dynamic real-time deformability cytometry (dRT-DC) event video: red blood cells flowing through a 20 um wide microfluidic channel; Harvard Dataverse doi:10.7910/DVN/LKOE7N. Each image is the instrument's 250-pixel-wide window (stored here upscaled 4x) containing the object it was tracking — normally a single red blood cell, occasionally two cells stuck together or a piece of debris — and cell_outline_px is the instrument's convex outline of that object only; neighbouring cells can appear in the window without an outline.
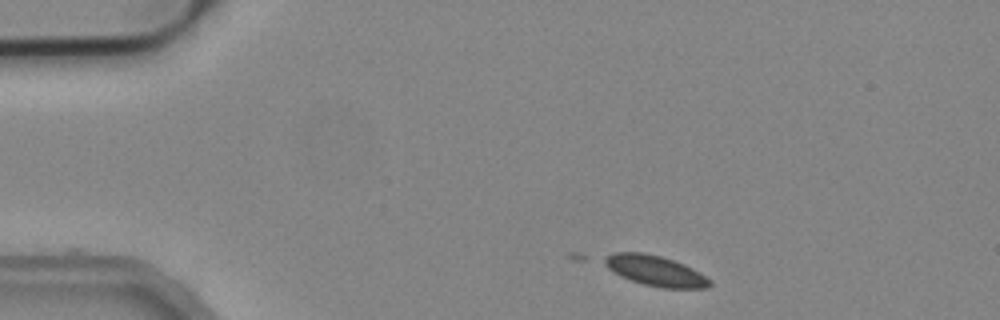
{"species": "common noctule bat (a hibernating species)", "species_latin": "Nyctalus noctula", "temperature_condition": "cold", "stored_images_in_passage": 8, "camera_frame_rate_fps": 3000, "um_per_image_px": 0.085, "animal": {"sex": "male", "body_mass_g": 19.2, "forearm_length_mm": 51.8}, "frame": {"image": 1, "passage_image": 1, "time_ms": 0.0, "image_size_px": [1000, 320], "cell_outline_px": [[712, 284], [708, 288], [664, 288], [644, 284], [620, 276], [612, 272], [600, 260], [616, 252], [644, 252], [660, 256], [684, 264], [692, 268], [712, 280]], "centroid_in_image_um": [55.7, 23.01], "position_along_channel_um": 29.3, "area_um2": 18.61}}